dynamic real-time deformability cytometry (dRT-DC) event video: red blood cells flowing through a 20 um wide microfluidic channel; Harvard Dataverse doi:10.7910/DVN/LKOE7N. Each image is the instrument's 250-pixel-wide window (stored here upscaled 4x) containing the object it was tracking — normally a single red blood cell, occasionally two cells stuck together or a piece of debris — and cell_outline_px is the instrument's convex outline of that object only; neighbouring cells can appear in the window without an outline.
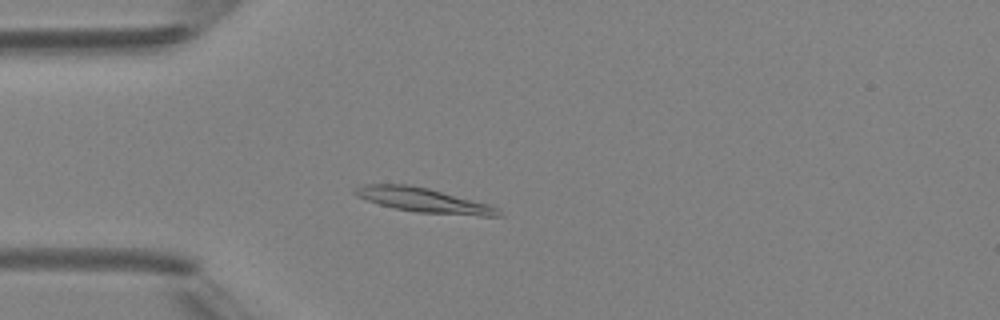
{"species": "Egyptian fruit bat (a non-hibernating species)", "species_latin": "Rousettus aegyptiacus", "temperature_condition": "room temperature", "stored_images_in_passage": 3, "camera_frame_rate_fps": 3000, "um_per_image_px": 0.085, "animal": {"sex": "female"}, "frame": {"image": 1, "passage_image": 3, "time_ms": 3.0, "image_size_px": [1000, 320], "cell_outline_px": [[504, 216], [480, 216], [416, 212], [396, 208], [380, 204], [356, 196], [352, 192], [352, 188], [364, 184], [408, 184], [428, 188], [488, 204], [496, 208]], "centroid_in_image_um": [35.96, 17.01], "position_along_channel_um": 49.0, "area_um2": 20.23}}